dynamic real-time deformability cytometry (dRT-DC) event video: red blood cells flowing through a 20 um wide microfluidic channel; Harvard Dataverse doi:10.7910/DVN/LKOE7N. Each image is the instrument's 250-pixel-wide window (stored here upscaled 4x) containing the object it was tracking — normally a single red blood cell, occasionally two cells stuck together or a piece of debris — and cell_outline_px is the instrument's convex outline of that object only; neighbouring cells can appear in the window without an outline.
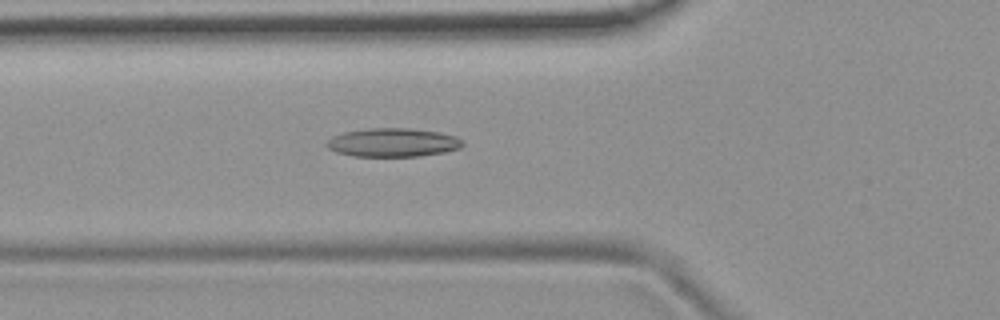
{"species": "common noctule bat (a hibernating species)", "species_latin": "Nyctalus noctula", "temperature_condition": "room temperature", "stored_images_in_passage": 53, "camera_frame_rate_fps": 3000, "um_per_image_px": 0.085, "animal": {"sex": "female", "body_mass_g": 19.9}, "frame": {"image": 1, "passage_image": 19, "time_ms": 6.0, "image_size_px": [1000, 320], "cell_outline_px": [[464, 144], [460, 148], [444, 152], [420, 156], [352, 156], [336, 152], [328, 148], [324, 144], [332, 136], [344, 132], [372, 128], [408, 128], [440, 132], [456, 136], [464, 140]], "centroid_in_image_um": [33.41, 12.11], "position_along_channel_um": 92.4, "area_um2": 22.77}}
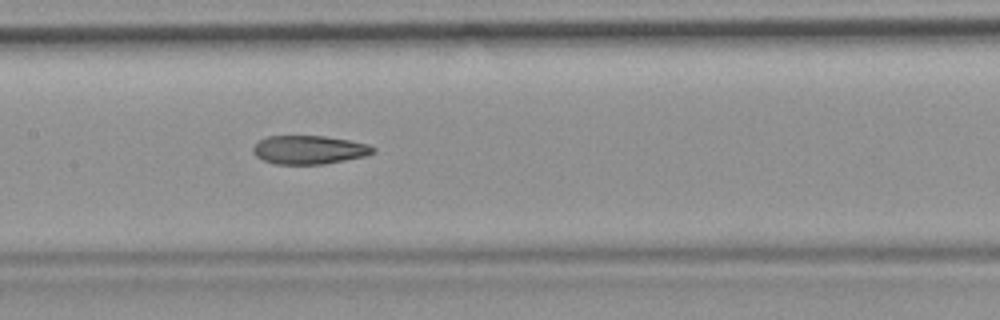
{"frame": {"image": 2, "passage_image": 26, "time_ms": 8.333, "image_size_px": [1000, 320], "cell_outline_px": [[376, 152], [364, 156], [324, 164], [276, 164], [264, 160], [256, 156], [252, 152], [252, 148], [260, 140], [268, 136], [324, 136], [348, 140], [368, 144], [376, 148]], "centroid_in_image_um": [26.28, 12.73], "position_along_channel_um": 181.1, "area_um2": 19.88}}
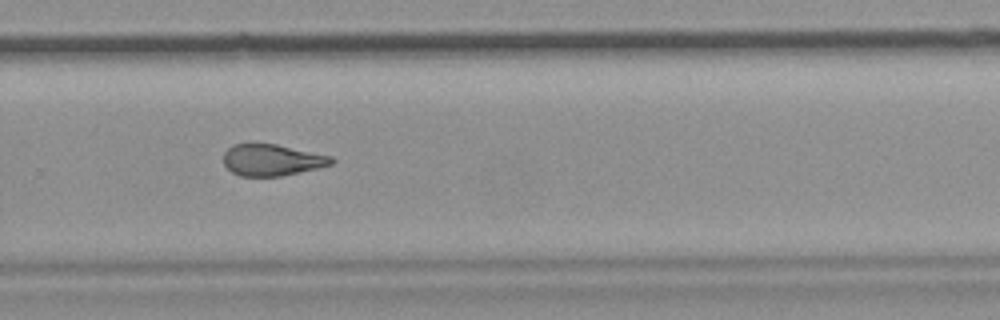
{"frame": {"image": 3, "passage_image": 36, "time_ms": 11.667, "image_size_px": [1000, 320], "cell_outline_px": [[336, 160], [332, 164], [316, 168], [280, 176], [240, 176], [232, 172], [224, 164], [224, 152], [232, 144], [276, 144], [332, 156]], "centroid_in_image_um": [23.11, 13.59], "position_along_channel_um": 306.7, "area_um2": 19.65}, "authors_computed_cell_mechanics": {"area_um2": 21.4438, "velocity_mm_per_s": 3.7867, "shape_relaxation_time_tau1_ms": null, "shape_relaxation_time_tau2_ms": 3.2929, "deformation_change_tau1": null, "deformation_change_tau2": 0.1228}}